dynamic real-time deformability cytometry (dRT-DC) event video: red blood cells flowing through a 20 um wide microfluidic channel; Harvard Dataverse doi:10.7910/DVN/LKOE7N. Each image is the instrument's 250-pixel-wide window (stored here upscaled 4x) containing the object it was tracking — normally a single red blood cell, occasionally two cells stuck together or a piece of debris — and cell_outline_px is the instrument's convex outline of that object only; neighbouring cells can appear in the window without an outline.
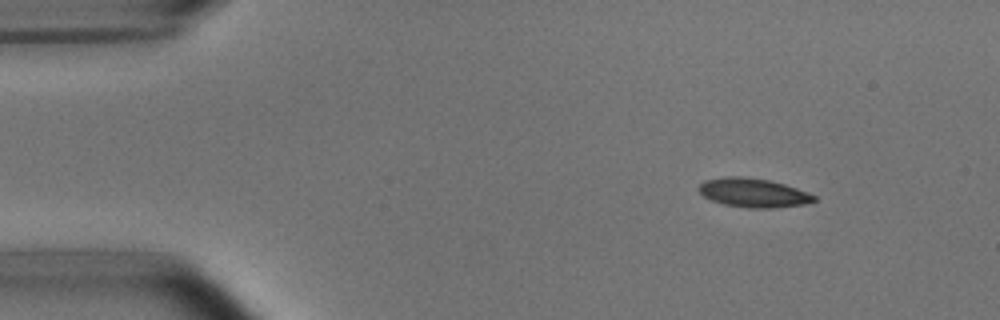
{"species": "common noctule bat (a hibernating species)", "species_latin": "Nyctalus noctula", "temperature_condition": "room temperature", "stored_images_in_passage": 4, "camera_frame_rate_fps": 3000, "um_per_image_px": 0.085, "animal": {"sex": "male", "body_mass_g": 15.6}, "frame": {"image": 1, "passage_image": 2, "time_ms": 1.0, "image_size_px": [1000, 320], "cell_outline_px": [[816, 200], [804, 204], [772, 208], [748, 208], [724, 204], [712, 200], [704, 196], [700, 192], [700, 184], [704, 180], [724, 176], [740, 176], [768, 180], [784, 184], [808, 192], [816, 196]], "centroid_in_image_um": [64.03, 16.38], "position_along_channel_um": 21.0, "area_um2": 19.31}}